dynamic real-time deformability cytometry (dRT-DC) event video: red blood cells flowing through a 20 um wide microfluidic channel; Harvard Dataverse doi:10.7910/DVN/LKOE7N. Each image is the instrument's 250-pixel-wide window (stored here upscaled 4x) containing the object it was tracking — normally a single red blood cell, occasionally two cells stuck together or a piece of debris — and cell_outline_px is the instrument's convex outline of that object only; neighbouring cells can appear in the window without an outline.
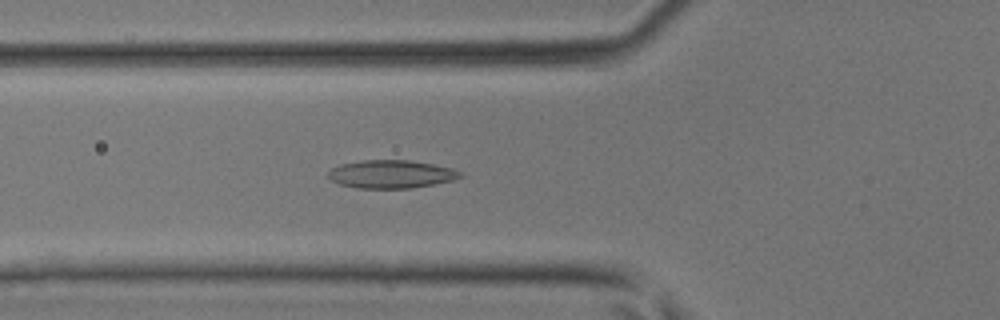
{"species": "common noctule bat (a hibernating species)", "species_latin": "Nyctalus noctula", "temperature_condition": "room temperature", "stored_images_in_passage": 31, "camera_frame_rate_fps": 3000, "um_per_image_px": 0.085, "animal": {"sex": "male", "body_mass_g": 17.9, "forearm_length_mm": 54.2}, "frame": {"image": 1, "passage_image": 3, "time_ms": 0.667, "image_size_px": [1000, 320], "cell_outline_px": [[464, 176], [452, 180], [412, 188], [356, 188], [340, 184], [332, 180], [328, 176], [328, 172], [332, 168], [340, 164], [364, 160], [408, 160], [432, 164], [452, 168], [464, 172]], "centroid_in_image_um": [33.27, 14.8], "position_along_channel_um": 92.5, "area_um2": 21.56}}
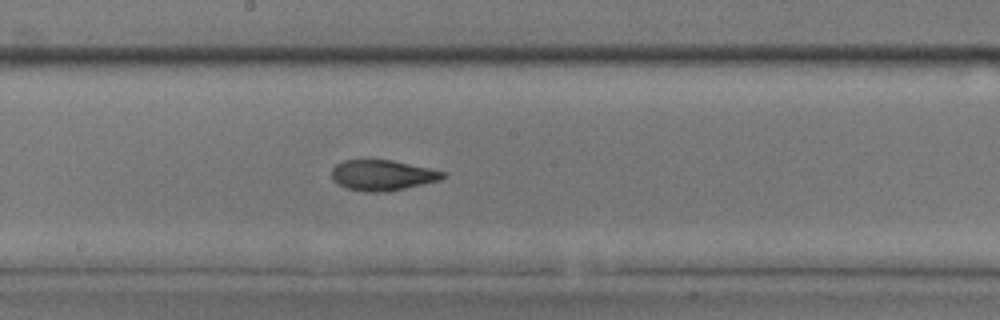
{"frame": {"image": 2, "passage_image": 11, "time_ms": 3.333, "image_size_px": [1000, 320], "cell_outline_px": [[448, 176], [440, 180], [388, 192], [368, 192], [348, 188], [332, 180], [332, 168], [336, 164], [344, 160], [392, 160], [448, 172]], "centroid_in_image_um": [32.55, 14.89], "position_along_channel_um": 215.6, "area_um2": 19.83}}
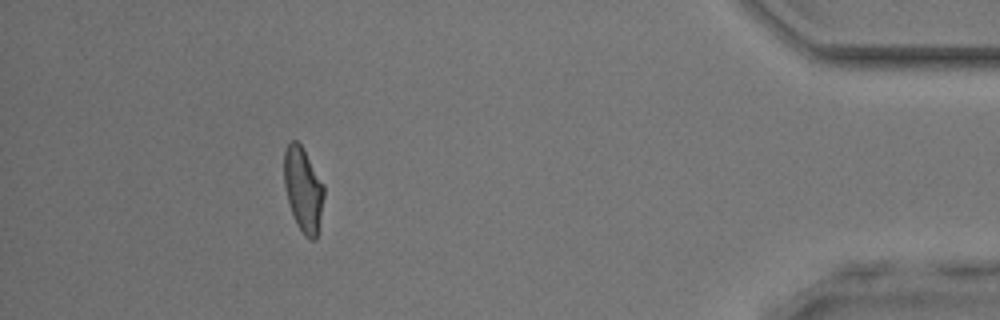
{"frame": {"image": 3, "passage_image": 27, "time_ms": 8.667, "image_size_px": [1000, 320], "cell_outline_px": [[324, 196], [316, 240], [312, 240], [304, 236], [296, 224], [284, 188], [284, 152], [288, 144], [292, 140], [296, 140], [300, 144], [324, 184]], "centroid_in_image_um": [25.77, 16.12], "position_along_channel_um": 409.4, "area_um2": 19.48}}